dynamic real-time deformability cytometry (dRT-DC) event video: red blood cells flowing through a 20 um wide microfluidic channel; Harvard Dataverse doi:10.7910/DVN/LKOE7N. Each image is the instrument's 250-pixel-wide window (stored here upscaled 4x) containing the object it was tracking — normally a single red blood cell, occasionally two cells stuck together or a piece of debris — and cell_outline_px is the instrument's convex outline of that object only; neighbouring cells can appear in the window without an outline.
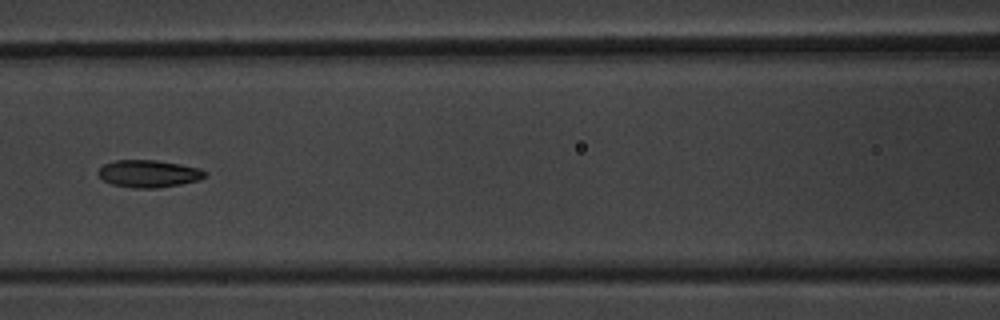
{"species": "common noctule bat (a hibernating species)", "species_latin": "Nyctalus noctula", "temperature_condition": "warm", "stored_images_in_passage": 10, "camera_frame_rate_fps": 3000, "um_per_image_px": 0.085, "animal": {"sex": "male", "body_mass_g": 20.1, "forearm_length_mm": 53.5}, "frame": {"image": 1, "passage_image": 7, "time_ms": 7.0, "image_size_px": [1000, 320], "cell_outline_px": [[208, 176], [200, 180], [180, 184], [156, 188], [136, 188], [112, 184], [104, 180], [96, 172], [104, 164], [116, 160], [156, 160], [180, 164], [200, 168], [208, 172]], "centroid_in_image_um": [12.68, 14.76], "position_along_channel_um": 153.9, "area_um2": 17.05}}
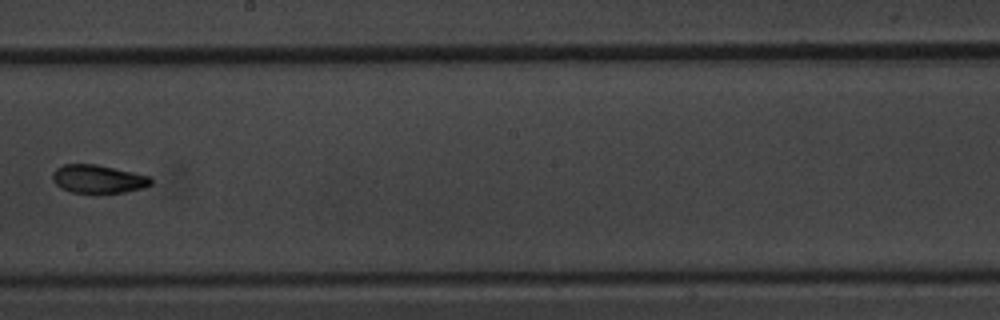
{"frame": {"image": 2, "passage_image": 9, "time_ms": 9.333, "image_size_px": [1000, 320], "cell_outline_px": [[152, 184], [140, 188], [124, 192], [92, 196], [72, 192], [60, 188], [52, 180], [52, 172], [56, 168], [64, 164], [96, 164], [152, 176]], "centroid_in_image_um": [8.32, 15.25], "position_along_channel_um": 239.9, "area_um2": 16.88}}
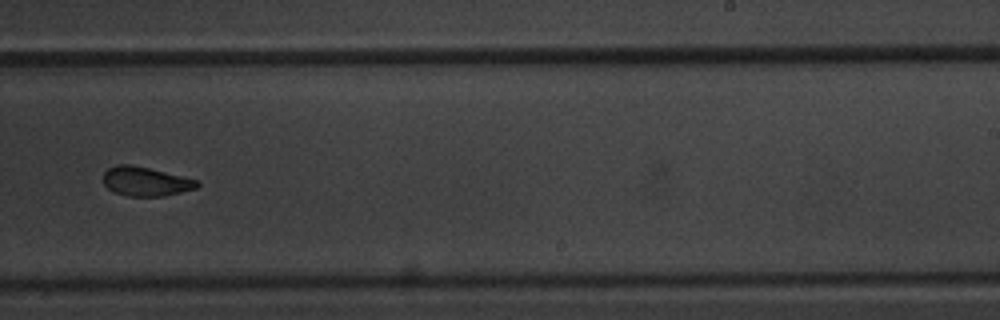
{"frame": {"image": 3, "passage_image": 10, "time_ms": 10.333, "image_size_px": [1000, 320], "cell_outline_px": [[200, 184], [196, 188], [164, 196], [128, 196], [112, 192], [104, 184], [104, 172], [108, 168], [120, 164], [132, 164], [200, 180]], "centroid_in_image_um": [12.39, 15.42], "position_along_channel_um": 276.6, "area_um2": 16.01}}